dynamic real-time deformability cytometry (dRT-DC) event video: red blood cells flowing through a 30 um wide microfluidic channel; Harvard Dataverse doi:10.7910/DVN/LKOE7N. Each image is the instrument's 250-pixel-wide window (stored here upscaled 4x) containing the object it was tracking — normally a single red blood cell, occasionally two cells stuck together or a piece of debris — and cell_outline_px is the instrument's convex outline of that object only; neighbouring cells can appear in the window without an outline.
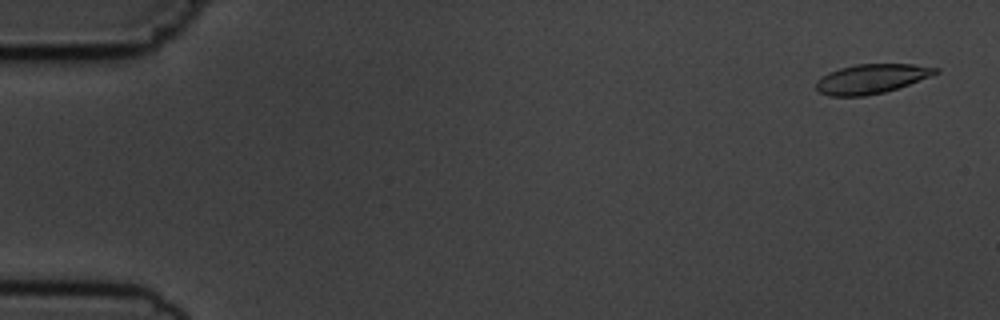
{"species": "common noctule bat (a hibernating species)", "species_latin": "Nyctalus noctula", "temperature_condition": "cold", "stored_images_in_passage": 6, "camera_frame_rate_fps": 3000, "um_per_image_px": 0.085, "animal": {"sex": "male", "body_mass_g": 19.5, "forearm_length_mm": 54.6}, "frame": {"image": 1, "passage_image": 1, "time_ms": 0.0, "image_size_px": [1000, 320], "cell_outline_px": [[940, 72], [908, 84], [884, 92], [864, 96], [828, 96], [820, 92], [816, 88], [816, 80], [828, 72], [840, 68], [856, 64], [912, 64], [940, 68]], "centroid_in_image_um": [74.04, 6.69], "position_along_channel_um": 11.0, "area_um2": 20.35}}
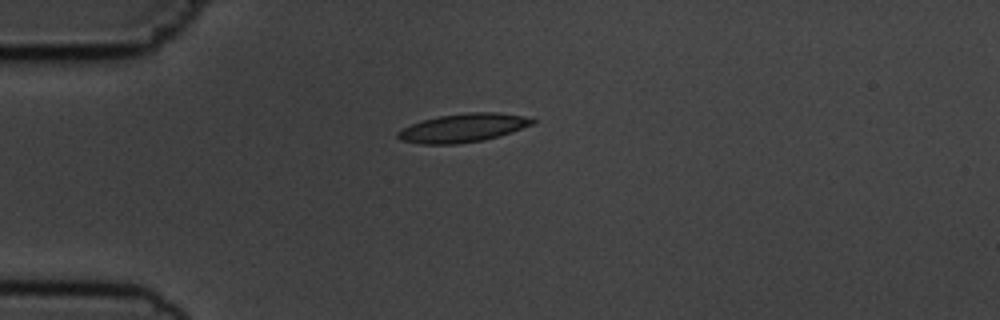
{"frame": {"image": 2, "passage_image": 4, "time_ms": 4.0, "image_size_px": [1000, 320], "cell_outline_px": [[536, 124], [512, 132], [484, 140], [456, 144], [420, 144], [400, 140], [396, 136], [396, 132], [400, 128], [424, 120], [440, 116], [468, 112], [496, 112], [524, 116], [536, 120]], "centroid_in_image_um": [39.36, 10.87], "position_along_channel_um": 45.6, "area_um2": 22.48}}
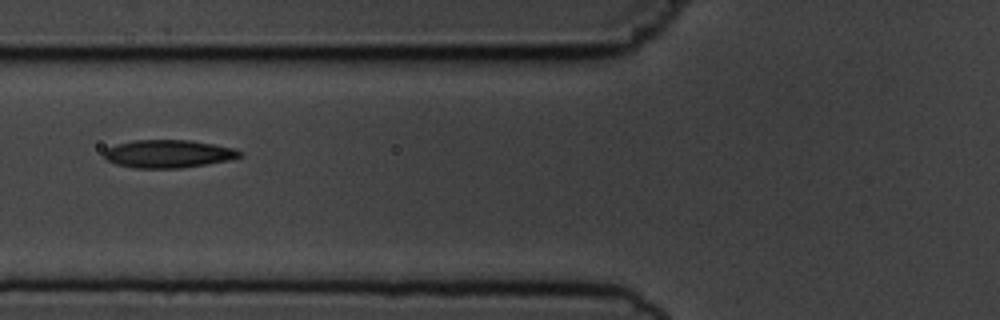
{"frame": {"image": 3, "passage_image": 6, "time_ms": 6.333, "image_size_px": [1000, 320], "cell_outline_px": [[244, 156], [228, 160], [180, 168], [132, 168], [116, 164], [108, 160], [104, 156], [104, 152], [108, 148], [116, 144], [136, 140], [188, 140], [212, 144], [232, 148], [244, 152]], "centroid_in_image_um": [14.31, 13.08], "position_along_channel_um": 111.5, "area_um2": 21.91}}